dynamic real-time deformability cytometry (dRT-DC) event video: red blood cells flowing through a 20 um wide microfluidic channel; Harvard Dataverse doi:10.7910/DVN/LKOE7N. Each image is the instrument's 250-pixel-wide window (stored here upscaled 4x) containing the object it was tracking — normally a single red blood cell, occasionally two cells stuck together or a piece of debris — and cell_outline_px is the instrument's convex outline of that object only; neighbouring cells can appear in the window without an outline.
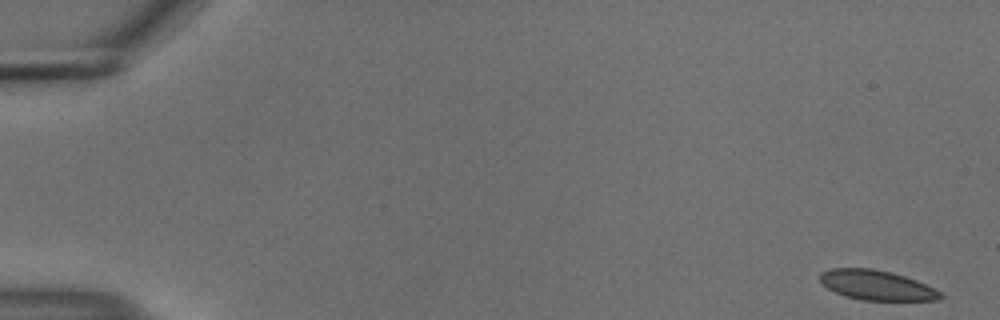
{"species": "common noctule bat (a hibernating species)", "species_latin": "Nyctalus noctula", "temperature_condition": "cold", "stored_images_in_passage": 54, "camera_frame_rate_fps": 3000, "um_per_image_px": 0.085, "animal": {"sex": "male", "body_mass_g": 18.8}, "frame": {"image": 1, "passage_image": 1, "time_ms": 0.0, "image_size_px": [1000, 320], "cell_outline_px": [[944, 296], [940, 300], [864, 300], [844, 296], [828, 288], [820, 280], [820, 272], [832, 268], [872, 268], [892, 272], [916, 280], [940, 292]], "centroid_in_image_um": [74.5, 24.23], "position_along_channel_um": 10.5, "area_um2": 20.75}}
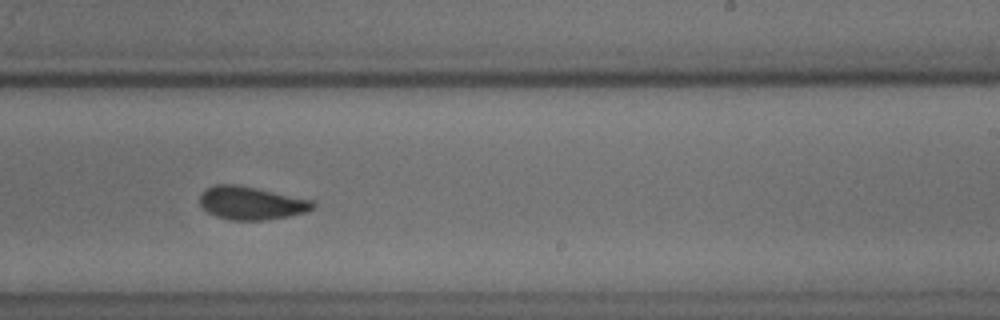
{"frame": {"image": 2, "passage_image": 34, "time_ms": 11.0, "image_size_px": [1000, 320], "cell_outline_px": [[316, 208], [304, 212], [288, 216], [268, 220], [232, 220], [216, 216], [208, 212], [200, 204], [200, 196], [208, 188], [216, 184], [236, 184], [256, 188], [312, 200], [316, 204]], "centroid_in_image_um": [21.38, 17.27], "position_along_channel_um": 267.6, "area_um2": 21.62}}
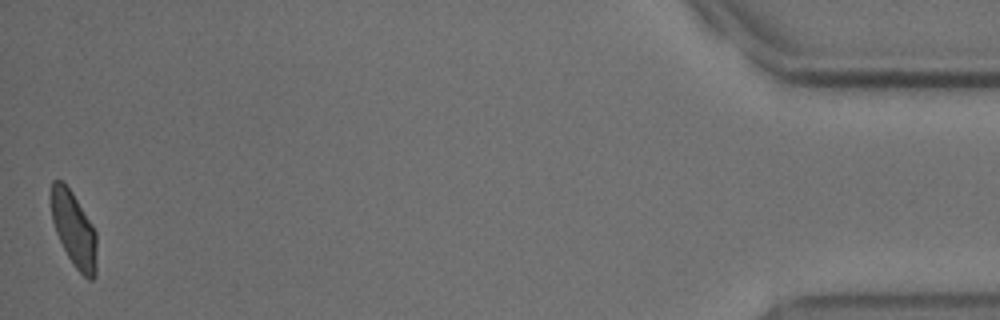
{"frame": {"image": 3, "passage_image": 54, "time_ms": 17.667, "image_size_px": [1000, 320], "cell_outline_px": [[96, 276], [92, 280], [88, 280], [72, 264], [56, 232], [52, 220], [52, 180], [60, 180], [72, 192], [92, 224], [96, 232]], "centroid_in_image_um": [6.31, 19.54], "position_along_channel_um": 428.9, "area_um2": 19.59}, "authors_computed_cell_mechanics": {"area_um2": 21.7039, "velocity_mm_per_s": 3.6845, "shape_relaxation_time_tau1_ms": 3.3753, "shape_relaxation_time_tau2_ms": 1.2622, "deformation_change_tau1": 0.0934, "deformation_change_tau2": 0.0617}}